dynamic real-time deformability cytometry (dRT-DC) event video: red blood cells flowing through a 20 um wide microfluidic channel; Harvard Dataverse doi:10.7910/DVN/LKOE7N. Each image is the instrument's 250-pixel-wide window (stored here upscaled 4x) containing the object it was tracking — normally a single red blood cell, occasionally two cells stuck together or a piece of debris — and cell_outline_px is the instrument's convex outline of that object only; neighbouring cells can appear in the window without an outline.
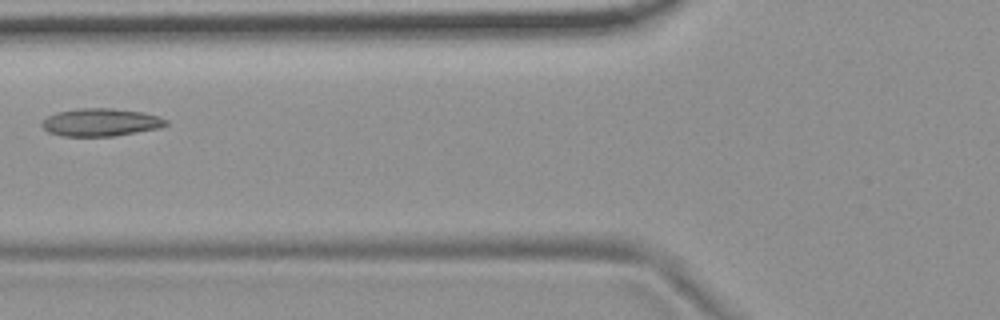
{"species": "common noctule bat (a hibernating species)", "species_latin": "Nyctalus noctula", "temperature_condition": "room temperature", "stored_images_in_passage": 3, "camera_frame_rate_fps": 3000, "um_per_image_px": 0.085, "animal": {"sex": "female", "body_mass_g": 19.9}, "frame": {"image": 1, "passage_image": 2, "time_ms": 0.333, "image_size_px": [1000, 320], "cell_outline_px": [[168, 124], [160, 128], [112, 136], [64, 136], [48, 132], [40, 124], [48, 116], [56, 112], [80, 108], [112, 108], [144, 112], [168, 120]], "centroid_in_image_um": [8.56, 10.39], "position_along_channel_um": 117.2, "area_um2": 20.0}}
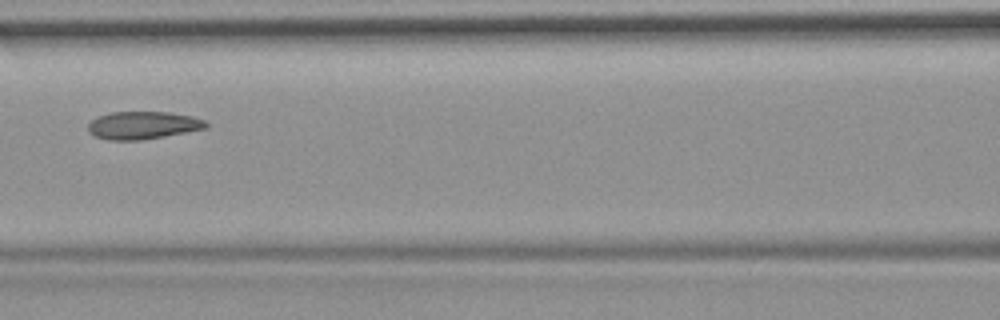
{"frame": {"image": 2, "passage_image": 3, "time_ms": 0.667, "image_size_px": [1000, 320], "cell_outline_px": [[208, 128], [164, 136], [140, 140], [108, 140], [96, 136], [88, 132], [88, 124], [96, 116], [112, 112], [168, 112], [192, 116], [204, 120], [208, 124]], "centroid_in_image_um": [12.14, 10.64], "position_along_channel_um": 154.5, "area_um2": 19.02}}